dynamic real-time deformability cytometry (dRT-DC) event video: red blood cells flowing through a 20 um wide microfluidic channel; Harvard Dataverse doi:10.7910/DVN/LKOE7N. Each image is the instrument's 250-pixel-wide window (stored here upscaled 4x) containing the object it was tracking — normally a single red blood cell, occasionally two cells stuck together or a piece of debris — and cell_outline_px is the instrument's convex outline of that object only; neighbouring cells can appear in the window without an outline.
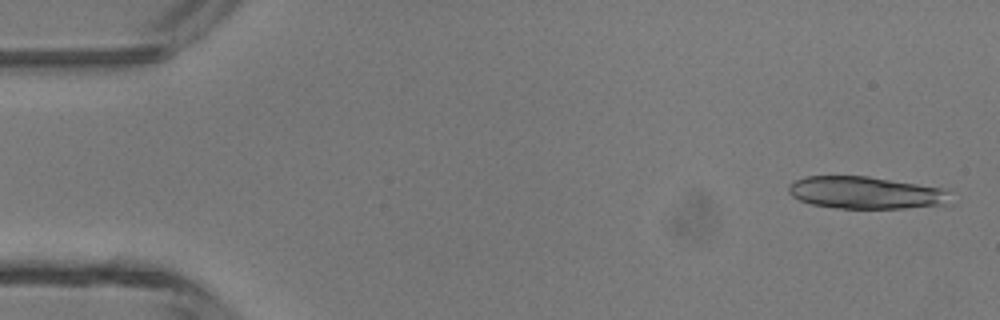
{"species": "common noctule bat (a hibernating species)", "species_latin": "Nyctalus noctula", "temperature_condition": "room temperature", "stored_images_in_passage": 47, "camera_frame_rate_fps": 3000, "um_per_image_px": 0.085, "animal": {"sex": "male", "body_mass_g": 13.3}, "frame": {"image": 1, "passage_image": 2, "time_ms": 0.333, "image_size_px": [1000, 320], "cell_outline_px": [[956, 204], [904, 208], [836, 208], [812, 204], [800, 200], [792, 196], [788, 192], [788, 184], [804, 176], [868, 176], [944, 188], [948, 192]], "centroid_in_image_um": [73.65, 16.38], "position_along_channel_um": 11.3, "area_um2": 30.81}}
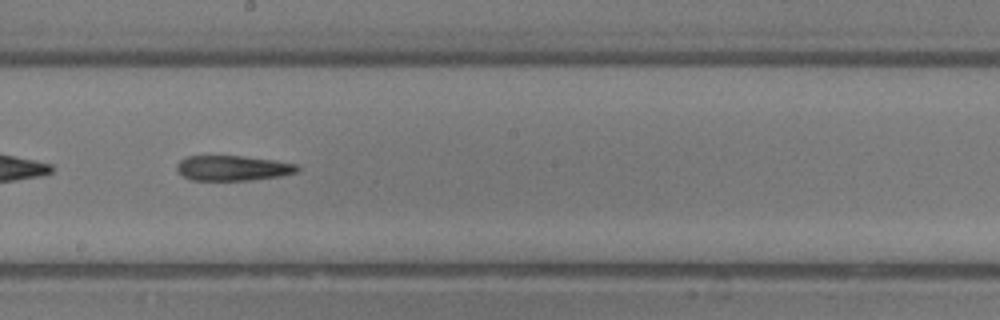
{"frame": {"image": 2, "passage_image": 26, "time_ms": 8.333, "image_size_px": [1000, 320], "cell_outline_px": [[300, 168], [296, 172], [280, 176], [248, 180], [192, 180], [184, 176], [176, 168], [176, 164], [180, 160], [188, 156], [244, 156], [272, 160], [296, 164]], "centroid_in_image_um": [19.77, 14.28], "position_along_channel_um": 228.4, "area_um2": 17.46}}
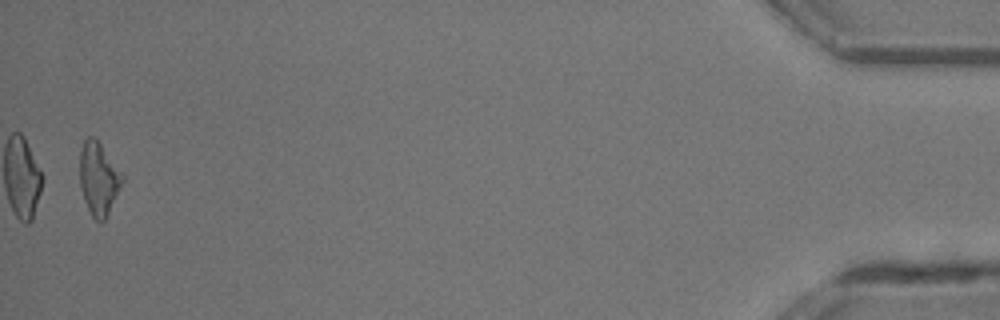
{"frame": {"image": 3, "passage_image": 46, "time_ms": 15.0, "image_size_px": [1000, 320], "cell_outline_px": [[124, 180], [104, 220], [100, 224], [92, 216], [84, 200], [80, 188], [80, 152], [84, 140], [88, 136], [92, 136], [100, 144], [124, 176]], "centroid_in_image_um": [8.37, 15.19], "position_along_channel_um": 426.8, "area_um2": 17.69}, "authors_computed_cell_mechanics": {"area_um2": 18.2648, "velocity_mm_per_s": 4.4118, "shape_relaxation_time_tau1_ms": 9.5026, "shape_relaxation_time_tau2_ms": null, "deformation_change_tau1": 0.3174, "deformation_change_tau2": null}}